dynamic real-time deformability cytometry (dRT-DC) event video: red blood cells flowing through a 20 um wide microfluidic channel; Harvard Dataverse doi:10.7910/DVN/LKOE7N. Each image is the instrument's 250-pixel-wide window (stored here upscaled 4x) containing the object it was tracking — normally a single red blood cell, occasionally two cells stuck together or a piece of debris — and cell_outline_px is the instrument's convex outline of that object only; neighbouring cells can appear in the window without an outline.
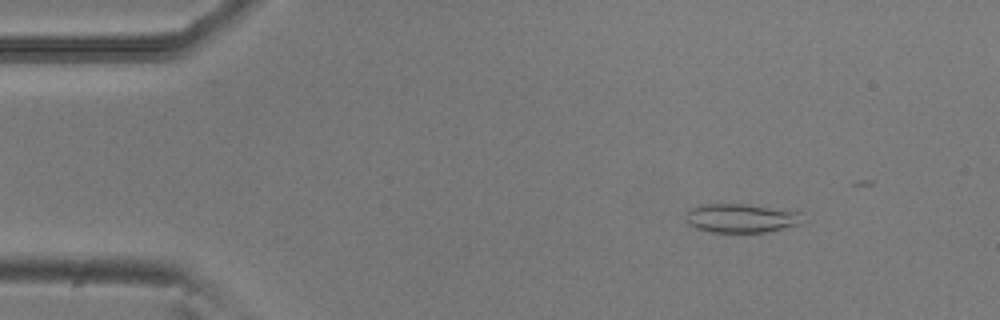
{"species": "common noctule bat (a hibernating species)", "species_latin": "Nyctalus noctula", "temperature_condition": "room temperature", "stored_images_in_passage": 6, "camera_frame_rate_fps": 3000, "um_per_image_px": 0.085, "animal": {"sex": "male", "body_mass_g": 20.5, "forearm_length_mm": 52.5}, "frame": {"image": 1, "passage_image": 2, "time_ms": 0.333, "image_size_px": [1000, 320], "cell_outline_px": [[808, 220], [804, 224], [764, 232], [712, 232], [696, 228], [688, 224], [684, 220], [684, 216], [688, 208], [700, 204], [748, 204], [804, 212]], "centroid_in_image_um": [63.06, 18.53], "position_along_channel_um": 21.9, "area_um2": 20.4}}